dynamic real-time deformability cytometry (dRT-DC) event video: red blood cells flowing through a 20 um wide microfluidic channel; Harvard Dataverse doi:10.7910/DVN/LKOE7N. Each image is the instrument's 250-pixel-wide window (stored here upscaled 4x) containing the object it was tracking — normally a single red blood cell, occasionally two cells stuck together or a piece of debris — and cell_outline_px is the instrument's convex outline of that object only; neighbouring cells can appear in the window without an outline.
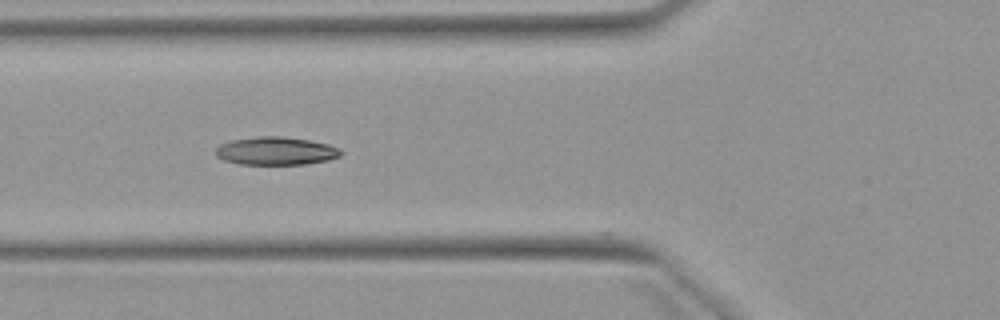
{"species": "Egyptian fruit bat (a non-hibernating species)", "species_latin": "Rousettus aegyptiacus", "temperature_condition": "warm", "stored_images_in_passage": 6, "camera_frame_rate_fps": 3000, "um_per_image_px": 0.085, "animal": {"sex": "female"}, "frame": {"image": 1, "passage_image": 6, "time_ms": 5.667, "image_size_px": [1000, 320], "cell_outline_px": [[344, 152], [340, 156], [328, 160], [304, 164], [240, 164], [224, 160], [216, 156], [216, 148], [220, 144], [232, 140], [260, 136], [280, 136], [308, 140], [328, 144], [340, 148]], "centroid_in_image_um": [23.47, 12.83], "position_along_channel_um": 102.3, "area_um2": 20.4}}